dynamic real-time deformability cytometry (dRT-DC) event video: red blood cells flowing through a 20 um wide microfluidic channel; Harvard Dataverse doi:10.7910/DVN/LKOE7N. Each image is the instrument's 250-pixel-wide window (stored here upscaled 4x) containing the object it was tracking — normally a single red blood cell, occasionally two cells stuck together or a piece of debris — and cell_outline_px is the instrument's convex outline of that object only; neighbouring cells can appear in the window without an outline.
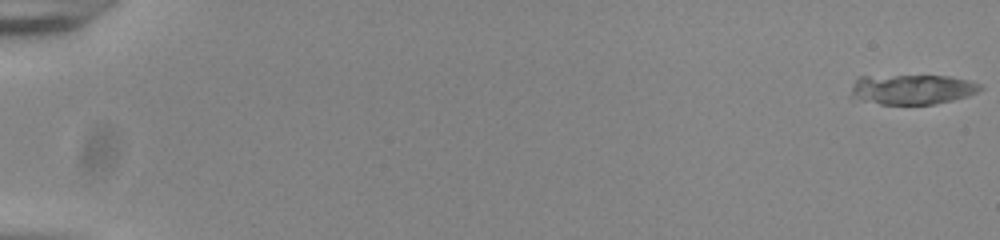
{"species": "common noctule bat (a hibernating species)", "species_latin": "Nyctalus noctula", "temperature_condition": "room temperature", "stored_images_in_passage": 25, "camera_frame_rate_fps": 3000, "um_per_image_px": 0.085, "animal": {"sex": "male", "body_mass_g": 20.0, "forearm_length_mm": 53.3}, "frame": {"image": 1, "passage_image": 1, "time_ms": 0.0, "image_size_px": [1000, 240], "cell_outline_px": [[984, 88], [968, 96], [936, 104], [880, 104], [848, 96], [852, 84], [860, 76], [948, 76], [968, 80], [980, 84]], "centroid_in_image_um": [77.52, 7.6], "position_along_channel_um": 7.5, "area_um2": 22.54}}